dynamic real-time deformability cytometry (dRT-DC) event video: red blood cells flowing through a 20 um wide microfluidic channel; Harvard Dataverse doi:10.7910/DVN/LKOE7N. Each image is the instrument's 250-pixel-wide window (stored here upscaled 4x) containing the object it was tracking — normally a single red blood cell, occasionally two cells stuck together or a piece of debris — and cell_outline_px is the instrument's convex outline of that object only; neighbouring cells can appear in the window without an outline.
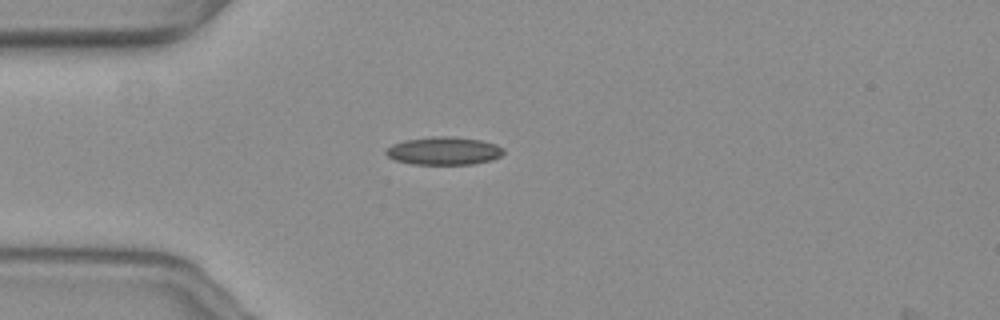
{"species": "common noctule bat (a hibernating species)", "species_latin": "Nyctalus noctula", "temperature_condition": "warm", "stored_images_in_passage": 42, "camera_frame_rate_fps": 3000, "um_per_image_px": 0.085, "animal": {"sex": "female", "body_mass_g": 19.3, "forearm_length_mm": 54.1}, "frame": {"image": 1, "passage_image": 1, "time_ms": 0.0, "image_size_px": [1000, 320], "cell_outline_px": [[504, 152], [500, 156], [492, 160], [472, 164], [412, 164], [396, 160], [388, 156], [384, 152], [392, 144], [404, 140], [432, 136], [452, 136], [480, 140], [496, 144], [504, 148]], "centroid_in_image_um": [37.74, 12.82], "position_along_channel_um": 47.3, "area_um2": 19.19}}
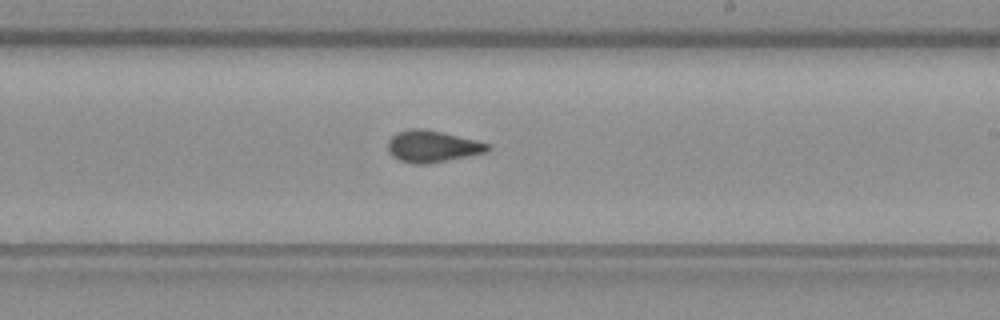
{"frame": {"image": 2, "passage_image": 19, "time_ms": 6.0, "image_size_px": [1000, 320], "cell_outline_px": [[492, 148], [484, 152], [424, 164], [412, 164], [400, 160], [392, 156], [388, 152], [388, 140], [396, 132], [408, 128], [424, 128], [444, 132], [476, 140], [488, 144]], "centroid_in_image_um": [36.68, 12.41], "position_along_channel_um": 252.3, "area_um2": 18.32}}
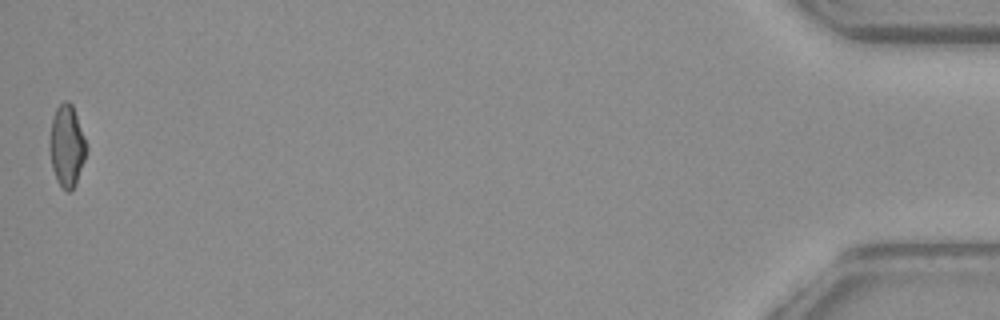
{"frame": {"image": 3, "passage_image": 42, "time_ms": 13.667, "image_size_px": [1000, 320], "cell_outline_px": [[88, 148], [76, 184], [68, 192], [56, 180], [52, 168], [48, 144], [52, 120], [56, 108], [64, 100], [68, 100], [72, 104], [84, 136]], "centroid_in_image_um": [5.67, 12.39], "position_along_channel_um": 429.5, "area_um2": 17.46}, "authors_computed_cell_mechanics": {"area_um2": 17.9758, "velocity_mm_per_s": 3.6503, "shape_relaxation_time_tau1_ms": 5.1314, "shape_relaxation_time_tau2_ms": 1.4223, "deformation_change_tau1": 0.1766, "deformation_change_tau2": 0.0779}}